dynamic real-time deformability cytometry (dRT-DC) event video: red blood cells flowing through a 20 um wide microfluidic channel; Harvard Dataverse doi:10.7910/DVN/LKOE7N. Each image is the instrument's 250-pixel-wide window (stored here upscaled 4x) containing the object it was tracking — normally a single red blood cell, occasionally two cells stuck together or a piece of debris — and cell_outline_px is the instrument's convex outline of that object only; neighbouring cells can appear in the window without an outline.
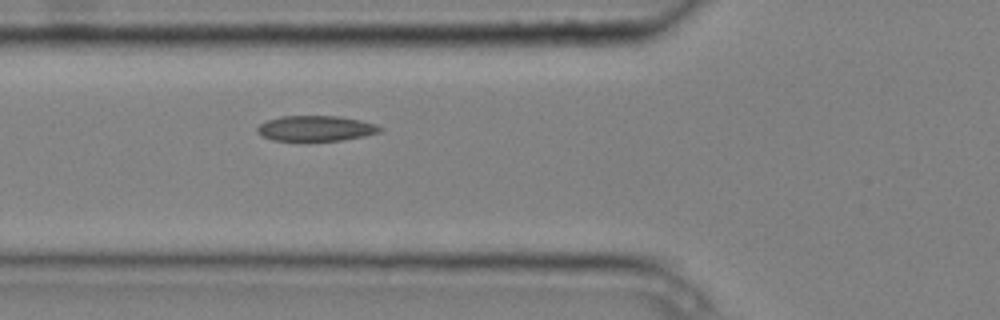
{"species": "common noctule bat (a hibernating species)", "species_latin": "Nyctalus noctula", "temperature_condition": "cold", "stored_images_in_passage": 3, "camera_frame_rate_fps": 3000, "um_per_image_px": 0.085, "animal": {"sex": "male", "body_mass_g": 20.4}, "frame": {"image": 1, "passage_image": 3, "time_ms": 0.667, "image_size_px": [1000, 320], "cell_outline_px": [[384, 128], [380, 132], [364, 136], [340, 140], [304, 144], [272, 140], [256, 132], [256, 128], [260, 124], [268, 120], [280, 116], [336, 116], [360, 120], [376, 124]], "centroid_in_image_um": [26.8, 10.96], "position_along_channel_um": 99.0, "area_um2": 18.96}}